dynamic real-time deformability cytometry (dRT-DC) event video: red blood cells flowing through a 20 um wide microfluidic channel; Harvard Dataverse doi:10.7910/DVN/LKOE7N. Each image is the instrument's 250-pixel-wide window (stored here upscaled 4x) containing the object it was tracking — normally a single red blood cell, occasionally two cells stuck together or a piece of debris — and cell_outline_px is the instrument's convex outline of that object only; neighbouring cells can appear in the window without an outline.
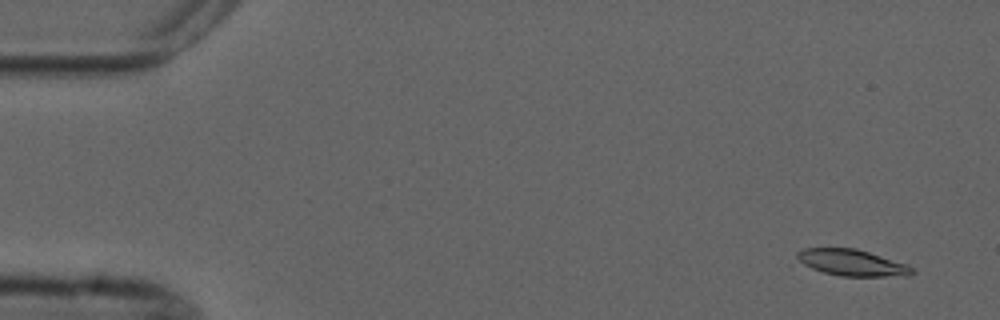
{"species": "common noctule bat (a hibernating species)", "species_latin": "Nyctalus noctula", "temperature_condition": "cold", "stored_images_in_passage": 4, "camera_frame_rate_fps": 3000, "um_per_image_px": 0.085, "animal": {"sex": "male", "forearm_length_mm": 52.5}, "frame": {"image": 1, "passage_image": 1, "time_ms": 0.0, "image_size_px": [1000, 320], "cell_outline_px": [[916, 272], [908, 276], [840, 276], [824, 272], [812, 268], [804, 264], [796, 256], [796, 252], [804, 248], [856, 248], [904, 264], [912, 268]], "centroid_in_image_um": [72.4, 22.33], "position_along_channel_um": 12.6, "area_um2": 17.34}}
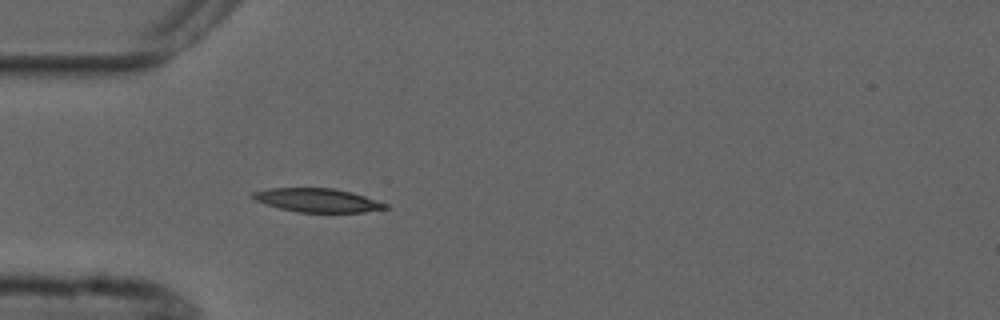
{"frame": {"image": 2, "passage_image": 4, "time_ms": 4.333, "image_size_px": [1000, 320], "cell_outline_px": [[388, 208], [364, 212], [296, 212], [280, 208], [256, 200], [248, 196], [252, 192], [268, 188], [332, 188], [352, 192], [388, 204]], "centroid_in_image_um": [26.96, 17.01], "position_along_channel_um": 58.0, "area_um2": 18.21}}